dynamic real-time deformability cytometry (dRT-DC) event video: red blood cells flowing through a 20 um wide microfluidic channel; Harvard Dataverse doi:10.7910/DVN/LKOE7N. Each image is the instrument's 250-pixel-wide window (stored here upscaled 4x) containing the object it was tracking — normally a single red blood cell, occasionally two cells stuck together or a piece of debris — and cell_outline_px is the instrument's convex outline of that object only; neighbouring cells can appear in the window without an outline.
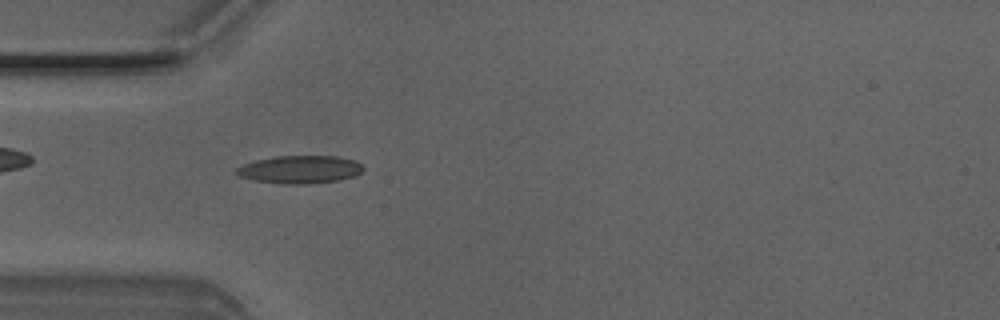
{"species": "Egyptian fruit bat (a non-hibernating species)", "species_latin": "Rousettus aegyptiacus", "temperature_condition": "room temperature", "stored_images_in_passage": 4, "camera_frame_rate_fps": 3000, "um_per_image_px": 0.085, "animal": {"sex": "male"}, "frame": {"image": 1, "passage_image": 3, "time_ms": 0.667, "image_size_px": [1000, 320], "cell_outline_px": [[364, 168], [356, 176], [336, 180], [308, 184], [280, 184], [252, 180], [240, 176], [232, 172], [236, 168], [244, 164], [256, 160], [276, 156], [336, 156], [356, 160]], "centroid_in_image_um": [25.46, 14.41], "position_along_channel_um": 59.5, "area_um2": 20.69}}